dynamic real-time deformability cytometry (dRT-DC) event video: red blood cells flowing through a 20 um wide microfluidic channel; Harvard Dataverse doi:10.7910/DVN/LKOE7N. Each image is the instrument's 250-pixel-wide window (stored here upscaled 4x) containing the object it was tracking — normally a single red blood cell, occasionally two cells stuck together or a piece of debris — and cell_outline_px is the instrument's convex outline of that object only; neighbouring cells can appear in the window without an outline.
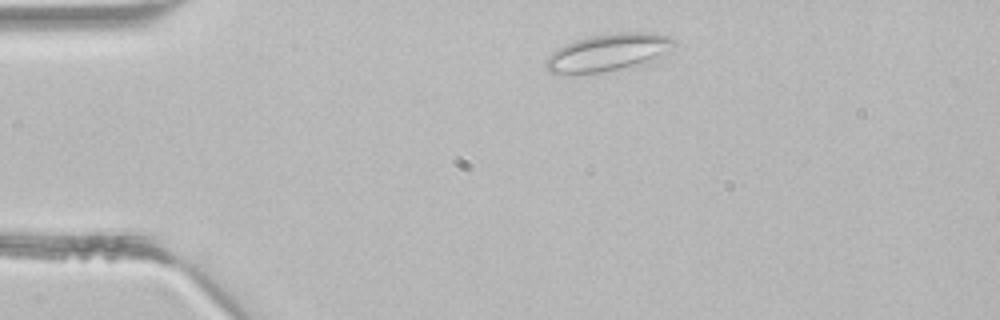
{"species": "common noctule bat (a hibernating species)", "species_latin": "Nyctalus noctula", "temperature_condition": "room temperature", "stored_images_in_passage": 4, "camera_frame_rate_fps": 3000, "um_per_image_px": 0.085, "animal": {"sex": "male", "body_mass_g": 21.5, "forearm_length_mm": 52.0}, "frame": {"image": 1, "passage_image": 4, "time_ms": 1.0, "image_size_px": [1000, 320], "cell_outline_px": [[676, 44], [672, 48], [660, 56], [644, 64], [632, 68], [600, 72], [548, 72], [544, 68], [544, 60], [556, 48], [564, 44], [588, 36], [616, 32], [652, 32], [672, 36], [676, 40]], "centroid_in_image_um": [51.74, 4.43], "position_along_channel_um": 33.3, "area_um2": 28.26}}